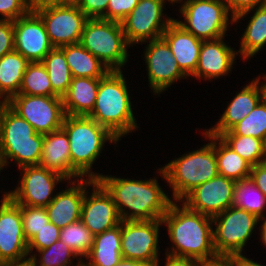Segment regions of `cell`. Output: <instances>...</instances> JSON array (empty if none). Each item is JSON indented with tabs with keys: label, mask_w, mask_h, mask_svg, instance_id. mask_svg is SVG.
<instances>
[{
	"label": "cell",
	"mask_w": 266,
	"mask_h": 266,
	"mask_svg": "<svg viewBox=\"0 0 266 266\" xmlns=\"http://www.w3.org/2000/svg\"><path fill=\"white\" fill-rule=\"evenodd\" d=\"M97 181L112 196L123 221L161 220L173 202L162 191L156 178L142 181L99 174ZM123 207L132 212L127 213Z\"/></svg>",
	"instance_id": "cell-1"
},
{
	"label": "cell",
	"mask_w": 266,
	"mask_h": 266,
	"mask_svg": "<svg viewBox=\"0 0 266 266\" xmlns=\"http://www.w3.org/2000/svg\"><path fill=\"white\" fill-rule=\"evenodd\" d=\"M176 248L169 255L205 261L217 256L213 247L212 218L172 202L161 219Z\"/></svg>",
	"instance_id": "cell-2"
},
{
	"label": "cell",
	"mask_w": 266,
	"mask_h": 266,
	"mask_svg": "<svg viewBox=\"0 0 266 266\" xmlns=\"http://www.w3.org/2000/svg\"><path fill=\"white\" fill-rule=\"evenodd\" d=\"M131 105L122 71H109L100 78L94 109L88 117L119 139L137 128Z\"/></svg>",
	"instance_id": "cell-3"
},
{
	"label": "cell",
	"mask_w": 266,
	"mask_h": 266,
	"mask_svg": "<svg viewBox=\"0 0 266 266\" xmlns=\"http://www.w3.org/2000/svg\"><path fill=\"white\" fill-rule=\"evenodd\" d=\"M62 129L69 138L71 170L80 178L88 174V178L97 180L98 175L90 172L92 164L104 142L116 143L119 139L88 116L65 115Z\"/></svg>",
	"instance_id": "cell-4"
},
{
	"label": "cell",
	"mask_w": 266,
	"mask_h": 266,
	"mask_svg": "<svg viewBox=\"0 0 266 266\" xmlns=\"http://www.w3.org/2000/svg\"><path fill=\"white\" fill-rule=\"evenodd\" d=\"M43 135L7 103L0 102V155L3 166L7 158L20 167L38 165L42 155Z\"/></svg>",
	"instance_id": "cell-5"
},
{
	"label": "cell",
	"mask_w": 266,
	"mask_h": 266,
	"mask_svg": "<svg viewBox=\"0 0 266 266\" xmlns=\"http://www.w3.org/2000/svg\"><path fill=\"white\" fill-rule=\"evenodd\" d=\"M205 135L212 139L210 144L183 155L160 169L163 178L172 186L173 196L177 201H182L195 187L219 174L215 148L213 147V135L207 131H205Z\"/></svg>",
	"instance_id": "cell-6"
},
{
	"label": "cell",
	"mask_w": 266,
	"mask_h": 266,
	"mask_svg": "<svg viewBox=\"0 0 266 266\" xmlns=\"http://www.w3.org/2000/svg\"><path fill=\"white\" fill-rule=\"evenodd\" d=\"M97 57L109 71H121L127 61V46L120 22L101 18L87 19L79 42Z\"/></svg>",
	"instance_id": "cell-7"
},
{
	"label": "cell",
	"mask_w": 266,
	"mask_h": 266,
	"mask_svg": "<svg viewBox=\"0 0 266 266\" xmlns=\"http://www.w3.org/2000/svg\"><path fill=\"white\" fill-rule=\"evenodd\" d=\"M256 215L231 206L214 216L212 223L217 224L213 234V247L217 255H241L246 241L251 236L255 225L260 221Z\"/></svg>",
	"instance_id": "cell-8"
},
{
	"label": "cell",
	"mask_w": 266,
	"mask_h": 266,
	"mask_svg": "<svg viewBox=\"0 0 266 266\" xmlns=\"http://www.w3.org/2000/svg\"><path fill=\"white\" fill-rule=\"evenodd\" d=\"M180 11L186 21L177 22L198 39L207 41L225 36L229 12L224 0H187Z\"/></svg>",
	"instance_id": "cell-9"
},
{
	"label": "cell",
	"mask_w": 266,
	"mask_h": 266,
	"mask_svg": "<svg viewBox=\"0 0 266 266\" xmlns=\"http://www.w3.org/2000/svg\"><path fill=\"white\" fill-rule=\"evenodd\" d=\"M7 104L42 135L61 129L66 115L58 96L17 94Z\"/></svg>",
	"instance_id": "cell-10"
},
{
	"label": "cell",
	"mask_w": 266,
	"mask_h": 266,
	"mask_svg": "<svg viewBox=\"0 0 266 266\" xmlns=\"http://www.w3.org/2000/svg\"><path fill=\"white\" fill-rule=\"evenodd\" d=\"M162 220L121 221V254L123 258L152 266L158 262V232Z\"/></svg>",
	"instance_id": "cell-11"
},
{
	"label": "cell",
	"mask_w": 266,
	"mask_h": 266,
	"mask_svg": "<svg viewBox=\"0 0 266 266\" xmlns=\"http://www.w3.org/2000/svg\"><path fill=\"white\" fill-rule=\"evenodd\" d=\"M28 254V241L23 233L21 205L4 194L0 206V266L25 261Z\"/></svg>",
	"instance_id": "cell-12"
},
{
	"label": "cell",
	"mask_w": 266,
	"mask_h": 266,
	"mask_svg": "<svg viewBox=\"0 0 266 266\" xmlns=\"http://www.w3.org/2000/svg\"><path fill=\"white\" fill-rule=\"evenodd\" d=\"M164 0H140L137 6L121 22L129 45L162 37L174 19L162 21ZM161 22V23H160Z\"/></svg>",
	"instance_id": "cell-13"
},
{
	"label": "cell",
	"mask_w": 266,
	"mask_h": 266,
	"mask_svg": "<svg viewBox=\"0 0 266 266\" xmlns=\"http://www.w3.org/2000/svg\"><path fill=\"white\" fill-rule=\"evenodd\" d=\"M53 47L79 43L88 19L78 7L50 6L36 11Z\"/></svg>",
	"instance_id": "cell-14"
},
{
	"label": "cell",
	"mask_w": 266,
	"mask_h": 266,
	"mask_svg": "<svg viewBox=\"0 0 266 266\" xmlns=\"http://www.w3.org/2000/svg\"><path fill=\"white\" fill-rule=\"evenodd\" d=\"M236 181L218 174L191 190L183 199L190 210L213 218L233 206Z\"/></svg>",
	"instance_id": "cell-15"
},
{
	"label": "cell",
	"mask_w": 266,
	"mask_h": 266,
	"mask_svg": "<svg viewBox=\"0 0 266 266\" xmlns=\"http://www.w3.org/2000/svg\"><path fill=\"white\" fill-rule=\"evenodd\" d=\"M21 186L6 193L16 204L32 207H46L54 197L55 184L65 179L62 175L39 165L24 166Z\"/></svg>",
	"instance_id": "cell-16"
},
{
	"label": "cell",
	"mask_w": 266,
	"mask_h": 266,
	"mask_svg": "<svg viewBox=\"0 0 266 266\" xmlns=\"http://www.w3.org/2000/svg\"><path fill=\"white\" fill-rule=\"evenodd\" d=\"M53 48L36 12H28L14 21V50L29 62H41Z\"/></svg>",
	"instance_id": "cell-17"
},
{
	"label": "cell",
	"mask_w": 266,
	"mask_h": 266,
	"mask_svg": "<svg viewBox=\"0 0 266 266\" xmlns=\"http://www.w3.org/2000/svg\"><path fill=\"white\" fill-rule=\"evenodd\" d=\"M93 186L90 197H87L85 188L80 220L95 236L119 225L122 219L107 190L97 180H93Z\"/></svg>",
	"instance_id": "cell-18"
},
{
	"label": "cell",
	"mask_w": 266,
	"mask_h": 266,
	"mask_svg": "<svg viewBox=\"0 0 266 266\" xmlns=\"http://www.w3.org/2000/svg\"><path fill=\"white\" fill-rule=\"evenodd\" d=\"M146 48L145 63L153 92L157 94L163 92L174 81L186 76L178 67L177 61L163 37L151 40Z\"/></svg>",
	"instance_id": "cell-19"
},
{
	"label": "cell",
	"mask_w": 266,
	"mask_h": 266,
	"mask_svg": "<svg viewBox=\"0 0 266 266\" xmlns=\"http://www.w3.org/2000/svg\"><path fill=\"white\" fill-rule=\"evenodd\" d=\"M162 37L166 40L172 55L180 70L187 76L193 75L197 69L202 40L187 32L177 20L164 31Z\"/></svg>",
	"instance_id": "cell-20"
},
{
	"label": "cell",
	"mask_w": 266,
	"mask_h": 266,
	"mask_svg": "<svg viewBox=\"0 0 266 266\" xmlns=\"http://www.w3.org/2000/svg\"><path fill=\"white\" fill-rule=\"evenodd\" d=\"M88 180V181H87ZM82 179L73 187L54 196V199L45 207L50 222L62 229L69 224L80 220L82 201L85 195V185H93V179Z\"/></svg>",
	"instance_id": "cell-21"
},
{
	"label": "cell",
	"mask_w": 266,
	"mask_h": 266,
	"mask_svg": "<svg viewBox=\"0 0 266 266\" xmlns=\"http://www.w3.org/2000/svg\"><path fill=\"white\" fill-rule=\"evenodd\" d=\"M223 38L202 42L197 69L192 76L212 79L231 71L237 52L235 53L233 48L228 47L223 42Z\"/></svg>",
	"instance_id": "cell-22"
},
{
	"label": "cell",
	"mask_w": 266,
	"mask_h": 266,
	"mask_svg": "<svg viewBox=\"0 0 266 266\" xmlns=\"http://www.w3.org/2000/svg\"><path fill=\"white\" fill-rule=\"evenodd\" d=\"M38 165L62 175L67 180L78 177L71 170L69 138L62 128L43 135L42 155Z\"/></svg>",
	"instance_id": "cell-23"
},
{
	"label": "cell",
	"mask_w": 266,
	"mask_h": 266,
	"mask_svg": "<svg viewBox=\"0 0 266 266\" xmlns=\"http://www.w3.org/2000/svg\"><path fill=\"white\" fill-rule=\"evenodd\" d=\"M260 87V88H259ZM262 100V89L259 78L244 87L228 105L216 127L207 130L211 135L230 131L239 121H242Z\"/></svg>",
	"instance_id": "cell-24"
},
{
	"label": "cell",
	"mask_w": 266,
	"mask_h": 266,
	"mask_svg": "<svg viewBox=\"0 0 266 266\" xmlns=\"http://www.w3.org/2000/svg\"><path fill=\"white\" fill-rule=\"evenodd\" d=\"M100 78L73 77L62 97L64 112L70 116H88L94 109Z\"/></svg>",
	"instance_id": "cell-25"
},
{
	"label": "cell",
	"mask_w": 266,
	"mask_h": 266,
	"mask_svg": "<svg viewBox=\"0 0 266 266\" xmlns=\"http://www.w3.org/2000/svg\"><path fill=\"white\" fill-rule=\"evenodd\" d=\"M91 259L82 266H114L123 257L121 254V223L114 228L94 236L91 251L86 256Z\"/></svg>",
	"instance_id": "cell-26"
},
{
	"label": "cell",
	"mask_w": 266,
	"mask_h": 266,
	"mask_svg": "<svg viewBox=\"0 0 266 266\" xmlns=\"http://www.w3.org/2000/svg\"><path fill=\"white\" fill-rule=\"evenodd\" d=\"M72 77L103 78L109 69L80 43L61 47Z\"/></svg>",
	"instance_id": "cell-27"
},
{
	"label": "cell",
	"mask_w": 266,
	"mask_h": 266,
	"mask_svg": "<svg viewBox=\"0 0 266 266\" xmlns=\"http://www.w3.org/2000/svg\"><path fill=\"white\" fill-rule=\"evenodd\" d=\"M29 63L15 50L0 58V98L5 96L2 102L7 103L19 93L22 78Z\"/></svg>",
	"instance_id": "cell-28"
},
{
	"label": "cell",
	"mask_w": 266,
	"mask_h": 266,
	"mask_svg": "<svg viewBox=\"0 0 266 266\" xmlns=\"http://www.w3.org/2000/svg\"><path fill=\"white\" fill-rule=\"evenodd\" d=\"M213 140L218 173L236 182L248 179L252 166L230 148L219 136L213 135ZM217 140L219 141V148L216 146Z\"/></svg>",
	"instance_id": "cell-29"
},
{
	"label": "cell",
	"mask_w": 266,
	"mask_h": 266,
	"mask_svg": "<svg viewBox=\"0 0 266 266\" xmlns=\"http://www.w3.org/2000/svg\"><path fill=\"white\" fill-rule=\"evenodd\" d=\"M41 63L48 72L53 88V96L62 98L67 93L73 78L63 49L54 47Z\"/></svg>",
	"instance_id": "cell-30"
},
{
	"label": "cell",
	"mask_w": 266,
	"mask_h": 266,
	"mask_svg": "<svg viewBox=\"0 0 266 266\" xmlns=\"http://www.w3.org/2000/svg\"><path fill=\"white\" fill-rule=\"evenodd\" d=\"M257 7L241 39L244 59L254 56L266 44V4Z\"/></svg>",
	"instance_id": "cell-31"
},
{
	"label": "cell",
	"mask_w": 266,
	"mask_h": 266,
	"mask_svg": "<svg viewBox=\"0 0 266 266\" xmlns=\"http://www.w3.org/2000/svg\"><path fill=\"white\" fill-rule=\"evenodd\" d=\"M233 206L264 220L263 210L266 207V198L250 178L236 182Z\"/></svg>",
	"instance_id": "cell-32"
},
{
	"label": "cell",
	"mask_w": 266,
	"mask_h": 266,
	"mask_svg": "<svg viewBox=\"0 0 266 266\" xmlns=\"http://www.w3.org/2000/svg\"><path fill=\"white\" fill-rule=\"evenodd\" d=\"M219 137L251 166L265 161V143L252 136L219 135Z\"/></svg>",
	"instance_id": "cell-33"
},
{
	"label": "cell",
	"mask_w": 266,
	"mask_h": 266,
	"mask_svg": "<svg viewBox=\"0 0 266 266\" xmlns=\"http://www.w3.org/2000/svg\"><path fill=\"white\" fill-rule=\"evenodd\" d=\"M220 135L252 136L266 144V102L262 99L242 121Z\"/></svg>",
	"instance_id": "cell-34"
},
{
	"label": "cell",
	"mask_w": 266,
	"mask_h": 266,
	"mask_svg": "<svg viewBox=\"0 0 266 266\" xmlns=\"http://www.w3.org/2000/svg\"><path fill=\"white\" fill-rule=\"evenodd\" d=\"M18 94L53 96L48 72L41 62L28 64Z\"/></svg>",
	"instance_id": "cell-35"
},
{
	"label": "cell",
	"mask_w": 266,
	"mask_h": 266,
	"mask_svg": "<svg viewBox=\"0 0 266 266\" xmlns=\"http://www.w3.org/2000/svg\"><path fill=\"white\" fill-rule=\"evenodd\" d=\"M60 240L69 246L78 256L86 257L91 251L94 235L81 220H78L61 229Z\"/></svg>",
	"instance_id": "cell-36"
},
{
	"label": "cell",
	"mask_w": 266,
	"mask_h": 266,
	"mask_svg": "<svg viewBox=\"0 0 266 266\" xmlns=\"http://www.w3.org/2000/svg\"><path fill=\"white\" fill-rule=\"evenodd\" d=\"M41 254L40 265H37V258L32 255L30 259L35 263V266H67L70 265L71 257L78 255L60 239L54 242L50 247L37 250Z\"/></svg>",
	"instance_id": "cell-37"
},
{
	"label": "cell",
	"mask_w": 266,
	"mask_h": 266,
	"mask_svg": "<svg viewBox=\"0 0 266 266\" xmlns=\"http://www.w3.org/2000/svg\"><path fill=\"white\" fill-rule=\"evenodd\" d=\"M23 233L29 241L50 222L46 208L21 205Z\"/></svg>",
	"instance_id": "cell-38"
},
{
	"label": "cell",
	"mask_w": 266,
	"mask_h": 266,
	"mask_svg": "<svg viewBox=\"0 0 266 266\" xmlns=\"http://www.w3.org/2000/svg\"><path fill=\"white\" fill-rule=\"evenodd\" d=\"M60 231L52 222H49L42 228L38 233H36L29 241H28V251L30 255V251L34 248L36 250H42L50 247L54 242L60 239Z\"/></svg>",
	"instance_id": "cell-39"
},
{
	"label": "cell",
	"mask_w": 266,
	"mask_h": 266,
	"mask_svg": "<svg viewBox=\"0 0 266 266\" xmlns=\"http://www.w3.org/2000/svg\"><path fill=\"white\" fill-rule=\"evenodd\" d=\"M140 0H109L106 14L101 18L122 22L137 6Z\"/></svg>",
	"instance_id": "cell-40"
},
{
	"label": "cell",
	"mask_w": 266,
	"mask_h": 266,
	"mask_svg": "<svg viewBox=\"0 0 266 266\" xmlns=\"http://www.w3.org/2000/svg\"><path fill=\"white\" fill-rule=\"evenodd\" d=\"M228 9L231 10V18L233 23L243 18L249 11L254 9L257 5L266 4V0H224ZM261 2V3H260Z\"/></svg>",
	"instance_id": "cell-41"
},
{
	"label": "cell",
	"mask_w": 266,
	"mask_h": 266,
	"mask_svg": "<svg viewBox=\"0 0 266 266\" xmlns=\"http://www.w3.org/2000/svg\"><path fill=\"white\" fill-rule=\"evenodd\" d=\"M28 12L25 0H0V14L4 20L15 21Z\"/></svg>",
	"instance_id": "cell-42"
},
{
	"label": "cell",
	"mask_w": 266,
	"mask_h": 266,
	"mask_svg": "<svg viewBox=\"0 0 266 266\" xmlns=\"http://www.w3.org/2000/svg\"><path fill=\"white\" fill-rule=\"evenodd\" d=\"M14 51V21L0 18V58Z\"/></svg>",
	"instance_id": "cell-43"
},
{
	"label": "cell",
	"mask_w": 266,
	"mask_h": 266,
	"mask_svg": "<svg viewBox=\"0 0 266 266\" xmlns=\"http://www.w3.org/2000/svg\"><path fill=\"white\" fill-rule=\"evenodd\" d=\"M109 0H82L79 9L88 19L102 18L107 11Z\"/></svg>",
	"instance_id": "cell-44"
},
{
	"label": "cell",
	"mask_w": 266,
	"mask_h": 266,
	"mask_svg": "<svg viewBox=\"0 0 266 266\" xmlns=\"http://www.w3.org/2000/svg\"><path fill=\"white\" fill-rule=\"evenodd\" d=\"M249 178L266 198V162L252 166Z\"/></svg>",
	"instance_id": "cell-45"
},
{
	"label": "cell",
	"mask_w": 266,
	"mask_h": 266,
	"mask_svg": "<svg viewBox=\"0 0 266 266\" xmlns=\"http://www.w3.org/2000/svg\"><path fill=\"white\" fill-rule=\"evenodd\" d=\"M200 266H236V256L217 255L212 259L200 261Z\"/></svg>",
	"instance_id": "cell-46"
},
{
	"label": "cell",
	"mask_w": 266,
	"mask_h": 266,
	"mask_svg": "<svg viewBox=\"0 0 266 266\" xmlns=\"http://www.w3.org/2000/svg\"><path fill=\"white\" fill-rule=\"evenodd\" d=\"M167 255V260L165 266H200V261L186 258V257H178L173 255Z\"/></svg>",
	"instance_id": "cell-47"
},
{
	"label": "cell",
	"mask_w": 266,
	"mask_h": 266,
	"mask_svg": "<svg viewBox=\"0 0 266 266\" xmlns=\"http://www.w3.org/2000/svg\"><path fill=\"white\" fill-rule=\"evenodd\" d=\"M29 12H36L40 9L57 6L58 0H25Z\"/></svg>",
	"instance_id": "cell-48"
},
{
	"label": "cell",
	"mask_w": 266,
	"mask_h": 266,
	"mask_svg": "<svg viewBox=\"0 0 266 266\" xmlns=\"http://www.w3.org/2000/svg\"><path fill=\"white\" fill-rule=\"evenodd\" d=\"M114 266H152L151 264H147L141 261L122 258L117 264Z\"/></svg>",
	"instance_id": "cell-49"
},
{
	"label": "cell",
	"mask_w": 266,
	"mask_h": 266,
	"mask_svg": "<svg viewBox=\"0 0 266 266\" xmlns=\"http://www.w3.org/2000/svg\"><path fill=\"white\" fill-rule=\"evenodd\" d=\"M236 266H263L248 258L244 257L243 255H236Z\"/></svg>",
	"instance_id": "cell-50"
},
{
	"label": "cell",
	"mask_w": 266,
	"mask_h": 266,
	"mask_svg": "<svg viewBox=\"0 0 266 266\" xmlns=\"http://www.w3.org/2000/svg\"><path fill=\"white\" fill-rule=\"evenodd\" d=\"M82 0H58V6L79 7Z\"/></svg>",
	"instance_id": "cell-51"
},
{
	"label": "cell",
	"mask_w": 266,
	"mask_h": 266,
	"mask_svg": "<svg viewBox=\"0 0 266 266\" xmlns=\"http://www.w3.org/2000/svg\"><path fill=\"white\" fill-rule=\"evenodd\" d=\"M2 266H35V263L30 258H28L27 260L22 262L6 263Z\"/></svg>",
	"instance_id": "cell-52"
},
{
	"label": "cell",
	"mask_w": 266,
	"mask_h": 266,
	"mask_svg": "<svg viewBox=\"0 0 266 266\" xmlns=\"http://www.w3.org/2000/svg\"><path fill=\"white\" fill-rule=\"evenodd\" d=\"M261 240L263 241L264 245L266 246V219L261 226Z\"/></svg>",
	"instance_id": "cell-53"
},
{
	"label": "cell",
	"mask_w": 266,
	"mask_h": 266,
	"mask_svg": "<svg viewBox=\"0 0 266 266\" xmlns=\"http://www.w3.org/2000/svg\"><path fill=\"white\" fill-rule=\"evenodd\" d=\"M264 79L266 80V75L264 76ZM262 89V99L266 102V83L261 85Z\"/></svg>",
	"instance_id": "cell-54"
},
{
	"label": "cell",
	"mask_w": 266,
	"mask_h": 266,
	"mask_svg": "<svg viewBox=\"0 0 266 266\" xmlns=\"http://www.w3.org/2000/svg\"><path fill=\"white\" fill-rule=\"evenodd\" d=\"M2 168H3V163H2L1 155H0V171H1Z\"/></svg>",
	"instance_id": "cell-55"
},
{
	"label": "cell",
	"mask_w": 266,
	"mask_h": 266,
	"mask_svg": "<svg viewBox=\"0 0 266 266\" xmlns=\"http://www.w3.org/2000/svg\"><path fill=\"white\" fill-rule=\"evenodd\" d=\"M168 1H171V3H173V2H178L179 0H168Z\"/></svg>",
	"instance_id": "cell-56"
},
{
	"label": "cell",
	"mask_w": 266,
	"mask_h": 266,
	"mask_svg": "<svg viewBox=\"0 0 266 266\" xmlns=\"http://www.w3.org/2000/svg\"><path fill=\"white\" fill-rule=\"evenodd\" d=\"M83 262L82 261H79L78 265L77 266H82Z\"/></svg>",
	"instance_id": "cell-57"
},
{
	"label": "cell",
	"mask_w": 266,
	"mask_h": 266,
	"mask_svg": "<svg viewBox=\"0 0 266 266\" xmlns=\"http://www.w3.org/2000/svg\"><path fill=\"white\" fill-rule=\"evenodd\" d=\"M265 161H266V144H265Z\"/></svg>",
	"instance_id": "cell-58"
}]
</instances>
